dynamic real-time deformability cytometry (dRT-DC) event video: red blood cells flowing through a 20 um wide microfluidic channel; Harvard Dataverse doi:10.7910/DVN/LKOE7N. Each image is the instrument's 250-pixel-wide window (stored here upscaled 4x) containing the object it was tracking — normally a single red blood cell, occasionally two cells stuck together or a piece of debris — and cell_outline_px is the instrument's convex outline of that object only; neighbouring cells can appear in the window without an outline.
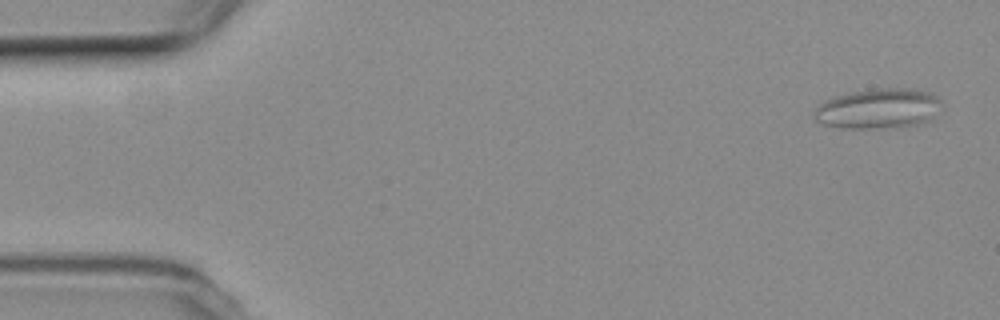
{"species": "common noctule bat (a hibernating species)", "species_latin": "Nyctalus noctula", "temperature_condition": "room temperature", "stored_images_in_passage": 5, "camera_frame_rate_fps": 3000, "um_per_image_px": 0.085, "animal": {"sex": "female", "body_mass_g": 19.3, "forearm_length_mm": 54.1}, "frame": {"image": 1, "passage_image": 1, "time_ms": 0.0, "image_size_px": [1000, 320], "cell_outline_px": [[944, 104], [932, 120], [924, 124], [900, 128], [844, 128], [824, 124], [816, 120], [816, 108], [824, 100], [848, 92], [868, 88], [916, 88], [932, 92], [940, 96]], "centroid_in_image_um": [74.8, 9.22], "position_along_channel_um": 10.2, "area_um2": 30.75}}
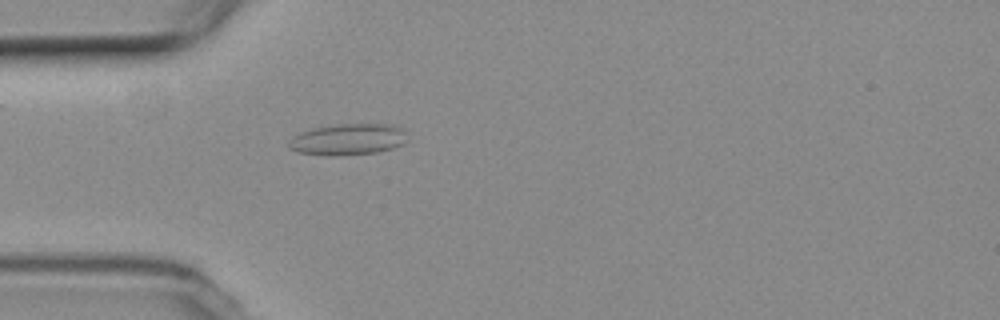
{"frame": {"image": 2, "passage_image": 5, "time_ms": 4.667, "image_size_px": [1000, 320], "cell_outline_px": [[408, 140], [392, 148], [376, 152], [296, 152], [288, 148], [288, 140], [292, 136], [300, 132], [312, 128], [332, 124], [392, 124], [404, 128]], "centroid_in_image_um": [29.61, 11.77], "position_along_channel_um": 55.4, "area_um2": 20.75}}